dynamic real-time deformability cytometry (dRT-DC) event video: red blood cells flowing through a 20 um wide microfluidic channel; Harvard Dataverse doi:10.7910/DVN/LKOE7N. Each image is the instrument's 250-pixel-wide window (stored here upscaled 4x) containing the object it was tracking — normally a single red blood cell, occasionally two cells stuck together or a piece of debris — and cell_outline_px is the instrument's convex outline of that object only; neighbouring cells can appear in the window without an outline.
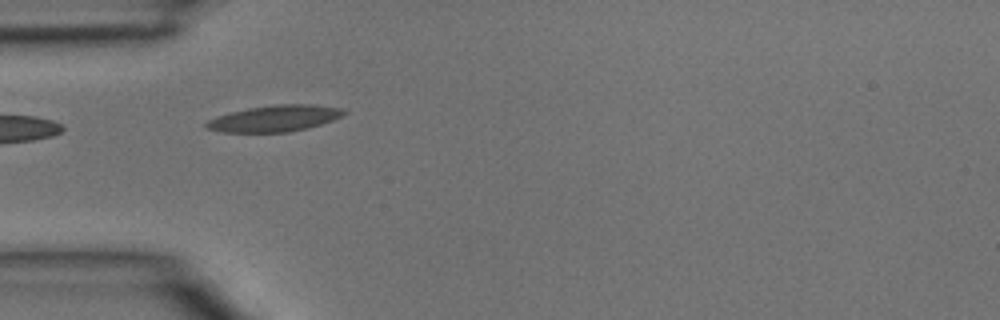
{"species": "common noctule bat (a hibernating species)", "species_latin": "Nyctalus noctula", "temperature_condition": "room temperature", "stored_images_in_passage": 3, "camera_frame_rate_fps": 3000, "um_per_image_px": 0.085, "animal": {"sex": "male", "body_mass_g": 15.6}, "frame": {"image": 1, "passage_image": 3, "time_ms": 0.667, "image_size_px": [1000, 320], "cell_outline_px": [[348, 112], [332, 120], [308, 128], [288, 132], [220, 132], [204, 128], [204, 124], [208, 120], [216, 116], [248, 108], [276, 104], [312, 104], [340, 108]], "centroid_in_image_um": [23.3, 10.07], "position_along_channel_um": 61.7, "area_um2": 21.04}}